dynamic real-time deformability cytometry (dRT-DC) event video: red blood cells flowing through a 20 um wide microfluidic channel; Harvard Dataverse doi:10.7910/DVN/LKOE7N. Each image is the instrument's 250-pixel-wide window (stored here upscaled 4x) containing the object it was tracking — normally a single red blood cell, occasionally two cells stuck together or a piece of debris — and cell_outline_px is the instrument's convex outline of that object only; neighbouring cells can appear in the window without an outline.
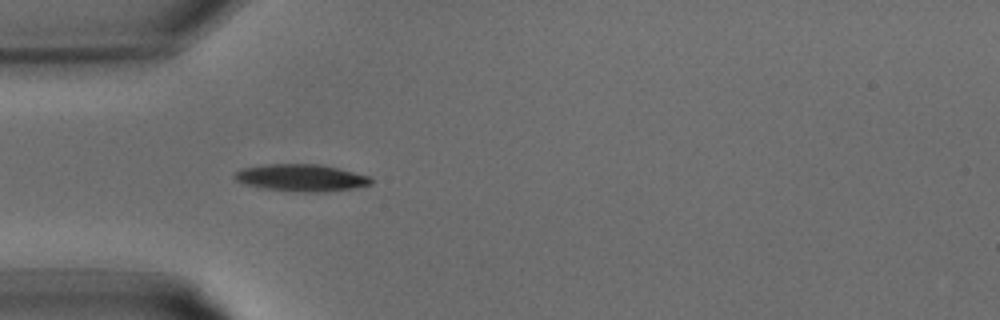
{"species": "common noctule bat (a hibernating species)", "species_latin": "Nyctalus noctula", "temperature_condition": "warm", "stored_images_in_passage": 7, "camera_frame_rate_fps": 3000, "um_per_image_px": 0.085, "animal": {"sex": "male", "body_mass_g": 15.6}, "frame": {"image": 1, "passage_image": 1, "time_ms": 0.0, "image_size_px": [1000, 320], "cell_outline_px": [[372, 184], [352, 188], [324, 192], [304, 192], [260, 188], [244, 184], [236, 180], [232, 176], [232, 172], [240, 168], [260, 164], [320, 164], [372, 176]], "centroid_in_image_um": [25.54, 15.1], "position_along_channel_um": 59.5, "area_um2": 21.85}}
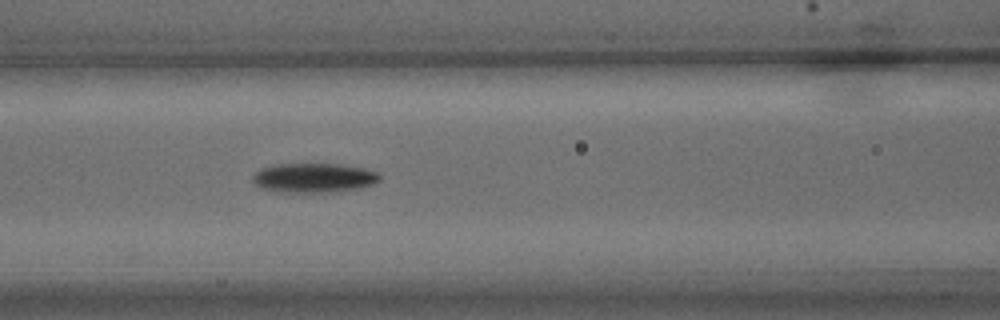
{"frame": {"image": 2, "passage_image": 5, "time_ms": 1.333, "image_size_px": [1000, 320], "cell_outline_px": [[380, 180], [372, 184], [360, 188], [328, 192], [280, 192], [260, 188], [252, 180], [252, 176], [260, 168], [276, 164], [340, 164], [364, 168], [376, 172], [380, 176]], "centroid_in_image_um": [26.65, 15.11], "position_along_channel_um": 140.0, "area_um2": 21.73}}
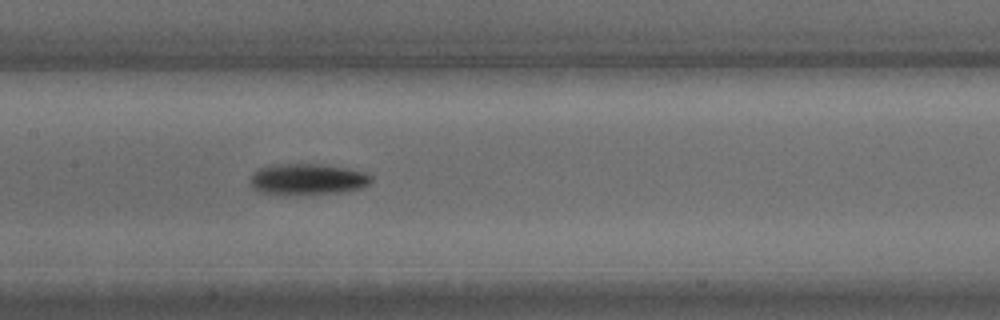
{"frame": {"image": 3, "passage_image": 7, "time_ms": 2.0, "image_size_px": [1000, 320], "cell_outline_px": [[372, 180], [368, 184], [360, 188], [340, 192], [288, 196], [260, 192], [248, 184], [248, 180], [260, 168], [276, 164], [320, 164], [348, 168], [364, 172], [372, 176]], "centroid_in_image_um": [26.11, 15.25], "position_along_channel_um": 181.3, "area_um2": 22.2}}